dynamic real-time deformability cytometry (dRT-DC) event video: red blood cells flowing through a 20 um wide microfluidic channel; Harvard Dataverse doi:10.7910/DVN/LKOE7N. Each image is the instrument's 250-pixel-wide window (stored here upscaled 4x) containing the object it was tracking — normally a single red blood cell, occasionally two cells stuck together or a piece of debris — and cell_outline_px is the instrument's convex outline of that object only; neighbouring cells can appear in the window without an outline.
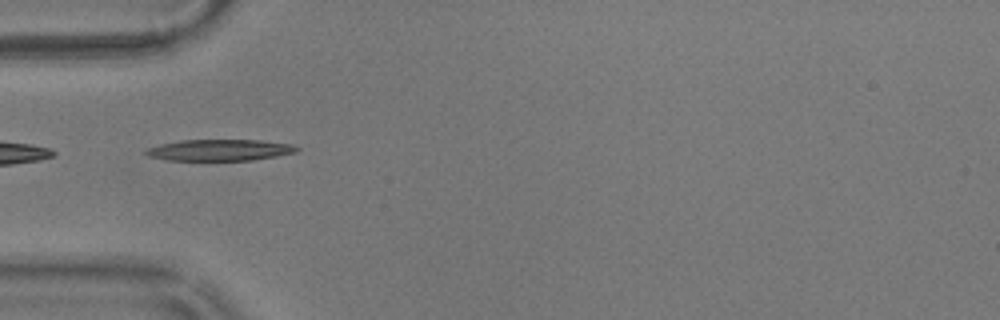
{"species": "common noctule bat (a hibernating species)", "species_latin": "Nyctalus noctula", "temperature_condition": "warm", "stored_images_in_passage": 22, "camera_frame_rate_fps": 3000, "um_per_image_px": 0.085, "animal": {"sex": "male", "body_mass_g": 17.9}, "frame": {"image": 1, "passage_image": 1, "time_ms": 0.0, "image_size_px": [1000, 320], "cell_outline_px": [[300, 148], [296, 152], [276, 156], [252, 160], [168, 160], [148, 156], [144, 152], [148, 148], [160, 144], [180, 140], [260, 140], [292, 144]], "centroid_in_image_um": [18.68, 12.75], "position_along_channel_um": 66.3, "area_um2": 18.67}}